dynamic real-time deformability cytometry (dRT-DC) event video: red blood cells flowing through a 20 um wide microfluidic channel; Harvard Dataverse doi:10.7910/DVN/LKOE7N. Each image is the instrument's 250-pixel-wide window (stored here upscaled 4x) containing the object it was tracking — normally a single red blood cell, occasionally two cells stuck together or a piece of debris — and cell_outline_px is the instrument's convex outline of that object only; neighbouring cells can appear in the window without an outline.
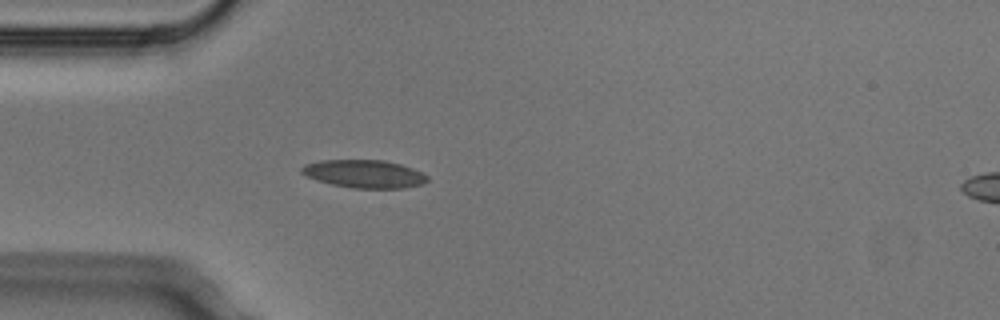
{"species": "Egyptian fruit bat (a non-hibernating species)", "species_latin": "Rousettus aegyptiacus", "temperature_condition": "cold", "stored_images_in_passage": 4, "camera_frame_rate_fps": 3000, "um_per_image_px": 0.085, "animal": {"sex": "male"}, "frame": {"image": 1, "passage_image": 4, "time_ms": 1.0, "image_size_px": [1000, 320], "cell_outline_px": [[428, 180], [424, 184], [404, 188], [352, 188], [332, 184], [316, 180], [300, 172], [300, 168], [304, 164], [320, 160], [384, 160], [400, 164], [412, 168], [428, 176]], "centroid_in_image_um": [30.96, 14.78], "position_along_channel_um": 54.0, "area_um2": 20.52}}